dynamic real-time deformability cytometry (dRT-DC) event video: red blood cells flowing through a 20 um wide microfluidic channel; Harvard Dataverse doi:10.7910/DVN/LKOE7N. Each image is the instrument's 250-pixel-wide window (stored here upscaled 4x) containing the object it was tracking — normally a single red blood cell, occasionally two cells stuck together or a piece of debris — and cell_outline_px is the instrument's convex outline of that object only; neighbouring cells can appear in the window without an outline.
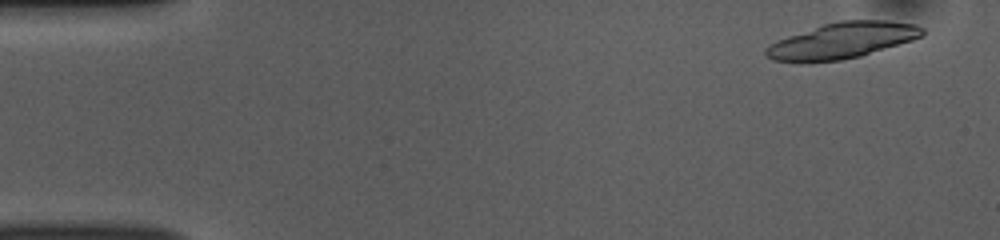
{"species": "common noctule bat (a hibernating species)", "species_latin": "Nyctalus noctula", "temperature_condition": "room temperature", "stored_images_in_passage": 18, "camera_frame_rate_fps": 3000, "um_per_image_px": 0.085, "animal": {"sex": "female", "body_mass_g": 10.0, "forearm_length_mm": 53.1}, "frame": {"image": 1, "passage_image": 3, "time_ms": 0.667, "image_size_px": [1000, 240], "cell_outline_px": [[924, 32], [920, 36], [912, 40], [860, 56], [840, 60], [772, 60], [764, 52], [764, 48], [776, 40], [824, 24], [840, 20], [888, 20], [916, 24], [924, 28]], "centroid_in_image_um": [71.64, 3.41], "position_along_channel_um": 13.4, "area_um2": 31.96}}